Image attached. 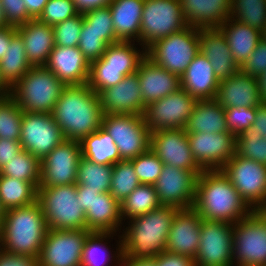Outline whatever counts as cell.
I'll return each instance as SVG.
<instances>
[{
    "mask_svg": "<svg viewBox=\"0 0 266 266\" xmlns=\"http://www.w3.org/2000/svg\"><path fill=\"white\" fill-rule=\"evenodd\" d=\"M233 224L202 219L196 266H234Z\"/></svg>",
    "mask_w": 266,
    "mask_h": 266,
    "instance_id": "5bb4252c",
    "label": "cell"
},
{
    "mask_svg": "<svg viewBox=\"0 0 266 266\" xmlns=\"http://www.w3.org/2000/svg\"><path fill=\"white\" fill-rule=\"evenodd\" d=\"M150 149L164 164L190 170L193 173L203 172L193 157L184 128L150 132Z\"/></svg>",
    "mask_w": 266,
    "mask_h": 266,
    "instance_id": "ffe728a7",
    "label": "cell"
},
{
    "mask_svg": "<svg viewBox=\"0 0 266 266\" xmlns=\"http://www.w3.org/2000/svg\"><path fill=\"white\" fill-rule=\"evenodd\" d=\"M179 209L163 206L124 223L121 236L123 256L155 258L165 251L169 231Z\"/></svg>",
    "mask_w": 266,
    "mask_h": 266,
    "instance_id": "3957f363",
    "label": "cell"
},
{
    "mask_svg": "<svg viewBox=\"0 0 266 266\" xmlns=\"http://www.w3.org/2000/svg\"><path fill=\"white\" fill-rule=\"evenodd\" d=\"M233 228L234 266H266V210H252Z\"/></svg>",
    "mask_w": 266,
    "mask_h": 266,
    "instance_id": "9c48e42d",
    "label": "cell"
},
{
    "mask_svg": "<svg viewBox=\"0 0 266 266\" xmlns=\"http://www.w3.org/2000/svg\"><path fill=\"white\" fill-rule=\"evenodd\" d=\"M240 70L255 78L266 71V40L263 38L259 40L255 50L240 67Z\"/></svg>",
    "mask_w": 266,
    "mask_h": 266,
    "instance_id": "f5cc1de1",
    "label": "cell"
},
{
    "mask_svg": "<svg viewBox=\"0 0 266 266\" xmlns=\"http://www.w3.org/2000/svg\"><path fill=\"white\" fill-rule=\"evenodd\" d=\"M187 135L193 157L203 171L221 170L237 153V137L232 132Z\"/></svg>",
    "mask_w": 266,
    "mask_h": 266,
    "instance_id": "2e32d148",
    "label": "cell"
},
{
    "mask_svg": "<svg viewBox=\"0 0 266 266\" xmlns=\"http://www.w3.org/2000/svg\"><path fill=\"white\" fill-rule=\"evenodd\" d=\"M258 85L260 91V97L262 102H266V71L262 73L258 78Z\"/></svg>",
    "mask_w": 266,
    "mask_h": 266,
    "instance_id": "e7e4bbea",
    "label": "cell"
},
{
    "mask_svg": "<svg viewBox=\"0 0 266 266\" xmlns=\"http://www.w3.org/2000/svg\"><path fill=\"white\" fill-rule=\"evenodd\" d=\"M198 102L183 88L145 106L144 122L150 132L160 129L186 128Z\"/></svg>",
    "mask_w": 266,
    "mask_h": 266,
    "instance_id": "4fadbf2b",
    "label": "cell"
},
{
    "mask_svg": "<svg viewBox=\"0 0 266 266\" xmlns=\"http://www.w3.org/2000/svg\"><path fill=\"white\" fill-rule=\"evenodd\" d=\"M64 140L51 113L23 112L19 139L23 150L42 160Z\"/></svg>",
    "mask_w": 266,
    "mask_h": 266,
    "instance_id": "9a60e30c",
    "label": "cell"
},
{
    "mask_svg": "<svg viewBox=\"0 0 266 266\" xmlns=\"http://www.w3.org/2000/svg\"><path fill=\"white\" fill-rule=\"evenodd\" d=\"M16 30L23 39L30 65L45 66L55 46L53 27L32 19L16 27Z\"/></svg>",
    "mask_w": 266,
    "mask_h": 266,
    "instance_id": "f1b7e54d",
    "label": "cell"
},
{
    "mask_svg": "<svg viewBox=\"0 0 266 266\" xmlns=\"http://www.w3.org/2000/svg\"><path fill=\"white\" fill-rule=\"evenodd\" d=\"M90 231L48 230L38 257L39 266H81L82 250Z\"/></svg>",
    "mask_w": 266,
    "mask_h": 266,
    "instance_id": "e0dca14e",
    "label": "cell"
},
{
    "mask_svg": "<svg viewBox=\"0 0 266 266\" xmlns=\"http://www.w3.org/2000/svg\"><path fill=\"white\" fill-rule=\"evenodd\" d=\"M262 38L266 40V25L264 27V30L261 32Z\"/></svg>",
    "mask_w": 266,
    "mask_h": 266,
    "instance_id": "2644e50d",
    "label": "cell"
},
{
    "mask_svg": "<svg viewBox=\"0 0 266 266\" xmlns=\"http://www.w3.org/2000/svg\"><path fill=\"white\" fill-rule=\"evenodd\" d=\"M185 129L187 133L229 132L225 109L215 99L198 100Z\"/></svg>",
    "mask_w": 266,
    "mask_h": 266,
    "instance_id": "836d02e7",
    "label": "cell"
},
{
    "mask_svg": "<svg viewBox=\"0 0 266 266\" xmlns=\"http://www.w3.org/2000/svg\"><path fill=\"white\" fill-rule=\"evenodd\" d=\"M193 208L206 221L231 224L252 211L221 170L203 171L198 176Z\"/></svg>",
    "mask_w": 266,
    "mask_h": 266,
    "instance_id": "7a4b0ae2",
    "label": "cell"
},
{
    "mask_svg": "<svg viewBox=\"0 0 266 266\" xmlns=\"http://www.w3.org/2000/svg\"><path fill=\"white\" fill-rule=\"evenodd\" d=\"M66 85L45 66L31 67L11 89L23 112L52 113Z\"/></svg>",
    "mask_w": 266,
    "mask_h": 266,
    "instance_id": "8992f818",
    "label": "cell"
},
{
    "mask_svg": "<svg viewBox=\"0 0 266 266\" xmlns=\"http://www.w3.org/2000/svg\"><path fill=\"white\" fill-rule=\"evenodd\" d=\"M187 26L180 0H145L139 44L147 49L155 41Z\"/></svg>",
    "mask_w": 266,
    "mask_h": 266,
    "instance_id": "8fae6325",
    "label": "cell"
},
{
    "mask_svg": "<svg viewBox=\"0 0 266 266\" xmlns=\"http://www.w3.org/2000/svg\"><path fill=\"white\" fill-rule=\"evenodd\" d=\"M256 108L257 106H234L225 108V118L228 131L238 137L245 129L251 127L255 120Z\"/></svg>",
    "mask_w": 266,
    "mask_h": 266,
    "instance_id": "681fc988",
    "label": "cell"
},
{
    "mask_svg": "<svg viewBox=\"0 0 266 266\" xmlns=\"http://www.w3.org/2000/svg\"><path fill=\"white\" fill-rule=\"evenodd\" d=\"M201 222L202 218L194 208L179 209L173 219L165 251L195 259L200 243Z\"/></svg>",
    "mask_w": 266,
    "mask_h": 266,
    "instance_id": "7402d4cb",
    "label": "cell"
},
{
    "mask_svg": "<svg viewBox=\"0 0 266 266\" xmlns=\"http://www.w3.org/2000/svg\"><path fill=\"white\" fill-rule=\"evenodd\" d=\"M82 156L101 165H114L121 161L113 138L100 127L80 141Z\"/></svg>",
    "mask_w": 266,
    "mask_h": 266,
    "instance_id": "d590c367",
    "label": "cell"
},
{
    "mask_svg": "<svg viewBox=\"0 0 266 266\" xmlns=\"http://www.w3.org/2000/svg\"><path fill=\"white\" fill-rule=\"evenodd\" d=\"M7 26H8V24L5 21L4 11H3V8H2L1 3H0V28L1 27H7Z\"/></svg>",
    "mask_w": 266,
    "mask_h": 266,
    "instance_id": "003e7915",
    "label": "cell"
},
{
    "mask_svg": "<svg viewBox=\"0 0 266 266\" xmlns=\"http://www.w3.org/2000/svg\"><path fill=\"white\" fill-rule=\"evenodd\" d=\"M126 266H155V258L133 259L126 256Z\"/></svg>",
    "mask_w": 266,
    "mask_h": 266,
    "instance_id": "be15d7a7",
    "label": "cell"
},
{
    "mask_svg": "<svg viewBox=\"0 0 266 266\" xmlns=\"http://www.w3.org/2000/svg\"><path fill=\"white\" fill-rule=\"evenodd\" d=\"M37 200L49 230H87L85 211L77 200L76 184L38 187Z\"/></svg>",
    "mask_w": 266,
    "mask_h": 266,
    "instance_id": "52a82bcc",
    "label": "cell"
},
{
    "mask_svg": "<svg viewBox=\"0 0 266 266\" xmlns=\"http://www.w3.org/2000/svg\"><path fill=\"white\" fill-rule=\"evenodd\" d=\"M31 67L23 39L16 31L11 36V43L0 60V75L4 83L12 89Z\"/></svg>",
    "mask_w": 266,
    "mask_h": 266,
    "instance_id": "e575fe53",
    "label": "cell"
},
{
    "mask_svg": "<svg viewBox=\"0 0 266 266\" xmlns=\"http://www.w3.org/2000/svg\"><path fill=\"white\" fill-rule=\"evenodd\" d=\"M8 26L18 27L33 18L28 14L24 0H0Z\"/></svg>",
    "mask_w": 266,
    "mask_h": 266,
    "instance_id": "816d5d0a",
    "label": "cell"
},
{
    "mask_svg": "<svg viewBox=\"0 0 266 266\" xmlns=\"http://www.w3.org/2000/svg\"><path fill=\"white\" fill-rule=\"evenodd\" d=\"M77 14L73 0H48L37 20L54 26Z\"/></svg>",
    "mask_w": 266,
    "mask_h": 266,
    "instance_id": "c3c4849f",
    "label": "cell"
},
{
    "mask_svg": "<svg viewBox=\"0 0 266 266\" xmlns=\"http://www.w3.org/2000/svg\"><path fill=\"white\" fill-rule=\"evenodd\" d=\"M198 33L199 28L187 26L181 31L155 41L146 49V56L155 64L181 78L199 53Z\"/></svg>",
    "mask_w": 266,
    "mask_h": 266,
    "instance_id": "ba28073f",
    "label": "cell"
},
{
    "mask_svg": "<svg viewBox=\"0 0 266 266\" xmlns=\"http://www.w3.org/2000/svg\"><path fill=\"white\" fill-rule=\"evenodd\" d=\"M23 111L9 94L0 98V139L19 141Z\"/></svg>",
    "mask_w": 266,
    "mask_h": 266,
    "instance_id": "7bdbcfd3",
    "label": "cell"
},
{
    "mask_svg": "<svg viewBox=\"0 0 266 266\" xmlns=\"http://www.w3.org/2000/svg\"><path fill=\"white\" fill-rule=\"evenodd\" d=\"M20 141L0 139V169L22 151Z\"/></svg>",
    "mask_w": 266,
    "mask_h": 266,
    "instance_id": "9f6ffc18",
    "label": "cell"
},
{
    "mask_svg": "<svg viewBox=\"0 0 266 266\" xmlns=\"http://www.w3.org/2000/svg\"><path fill=\"white\" fill-rule=\"evenodd\" d=\"M114 266H126V256H123L122 260H120L117 264Z\"/></svg>",
    "mask_w": 266,
    "mask_h": 266,
    "instance_id": "a7ac6f4b",
    "label": "cell"
},
{
    "mask_svg": "<svg viewBox=\"0 0 266 266\" xmlns=\"http://www.w3.org/2000/svg\"><path fill=\"white\" fill-rule=\"evenodd\" d=\"M112 179V166L97 164L83 156L78 162L76 185H84L99 193L109 192Z\"/></svg>",
    "mask_w": 266,
    "mask_h": 266,
    "instance_id": "f35d334b",
    "label": "cell"
},
{
    "mask_svg": "<svg viewBox=\"0 0 266 266\" xmlns=\"http://www.w3.org/2000/svg\"><path fill=\"white\" fill-rule=\"evenodd\" d=\"M0 174L31 182L38 188L41 180V160L22 150L17 157L0 169Z\"/></svg>",
    "mask_w": 266,
    "mask_h": 266,
    "instance_id": "ab89813d",
    "label": "cell"
},
{
    "mask_svg": "<svg viewBox=\"0 0 266 266\" xmlns=\"http://www.w3.org/2000/svg\"><path fill=\"white\" fill-rule=\"evenodd\" d=\"M11 93V89L4 83L0 75V98L5 97Z\"/></svg>",
    "mask_w": 266,
    "mask_h": 266,
    "instance_id": "03108f58",
    "label": "cell"
},
{
    "mask_svg": "<svg viewBox=\"0 0 266 266\" xmlns=\"http://www.w3.org/2000/svg\"><path fill=\"white\" fill-rule=\"evenodd\" d=\"M37 196L33 183L0 174V203L5 211L36 202Z\"/></svg>",
    "mask_w": 266,
    "mask_h": 266,
    "instance_id": "8d00e7d4",
    "label": "cell"
},
{
    "mask_svg": "<svg viewBox=\"0 0 266 266\" xmlns=\"http://www.w3.org/2000/svg\"><path fill=\"white\" fill-rule=\"evenodd\" d=\"M145 0H113L110 11L119 41H134L139 43L141 20Z\"/></svg>",
    "mask_w": 266,
    "mask_h": 266,
    "instance_id": "1f68e13d",
    "label": "cell"
},
{
    "mask_svg": "<svg viewBox=\"0 0 266 266\" xmlns=\"http://www.w3.org/2000/svg\"><path fill=\"white\" fill-rule=\"evenodd\" d=\"M155 266H196L189 256L163 251L155 257Z\"/></svg>",
    "mask_w": 266,
    "mask_h": 266,
    "instance_id": "11a10c76",
    "label": "cell"
},
{
    "mask_svg": "<svg viewBox=\"0 0 266 266\" xmlns=\"http://www.w3.org/2000/svg\"><path fill=\"white\" fill-rule=\"evenodd\" d=\"M45 67L65 85L86 84L89 78L90 64L77 46H54Z\"/></svg>",
    "mask_w": 266,
    "mask_h": 266,
    "instance_id": "cb8c5ba5",
    "label": "cell"
},
{
    "mask_svg": "<svg viewBox=\"0 0 266 266\" xmlns=\"http://www.w3.org/2000/svg\"><path fill=\"white\" fill-rule=\"evenodd\" d=\"M28 14L37 19L43 11L48 0H24Z\"/></svg>",
    "mask_w": 266,
    "mask_h": 266,
    "instance_id": "6125c7cd",
    "label": "cell"
},
{
    "mask_svg": "<svg viewBox=\"0 0 266 266\" xmlns=\"http://www.w3.org/2000/svg\"><path fill=\"white\" fill-rule=\"evenodd\" d=\"M81 31H93L101 35V39L107 45L119 42L115 36V30L109 6L85 12L83 14V25Z\"/></svg>",
    "mask_w": 266,
    "mask_h": 266,
    "instance_id": "ee69618b",
    "label": "cell"
},
{
    "mask_svg": "<svg viewBox=\"0 0 266 266\" xmlns=\"http://www.w3.org/2000/svg\"><path fill=\"white\" fill-rule=\"evenodd\" d=\"M237 153L266 165V138L253 132L252 127L245 129L237 137Z\"/></svg>",
    "mask_w": 266,
    "mask_h": 266,
    "instance_id": "f6af8a7d",
    "label": "cell"
},
{
    "mask_svg": "<svg viewBox=\"0 0 266 266\" xmlns=\"http://www.w3.org/2000/svg\"><path fill=\"white\" fill-rule=\"evenodd\" d=\"M87 230L90 232L121 233L124 222L120 202L110 192L99 193L85 212Z\"/></svg>",
    "mask_w": 266,
    "mask_h": 266,
    "instance_id": "4dcf8cb0",
    "label": "cell"
},
{
    "mask_svg": "<svg viewBox=\"0 0 266 266\" xmlns=\"http://www.w3.org/2000/svg\"><path fill=\"white\" fill-rule=\"evenodd\" d=\"M83 25V14L78 13L72 18L66 19L53 27L55 46H78L80 32Z\"/></svg>",
    "mask_w": 266,
    "mask_h": 266,
    "instance_id": "7dc6e473",
    "label": "cell"
},
{
    "mask_svg": "<svg viewBox=\"0 0 266 266\" xmlns=\"http://www.w3.org/2000/svg\"><path fill=\"white\" fill-rule=\"evenodd\" d=\"M198 36L199 52L209 60L219 81L240 70L232 57L225 34L219 27L199 28Z\"/></svg>",
    "mask_w": 266,
    "mask_h": 266,
    "instance_id": "603a6c76",
    "label": "cell"
},
{
    "mask_svg": "<svg viewBox=\"0 0 266 266\" xmlns=\"http://www.w3.org/2000/svg\"><path fill=\"white\" fill-rule=\"evenodd\" d=\"M4 215H5V210L3 209V207L1 206V203H0V224L3 220Z\"/></svg>",
    "mask_w": 266,
    "mask_h": 266,
    "instance_id": "89a4df30",
    "label": "cell"
},
{
    "mask_svg": "<svg viewBox=\"0 0 266 266\" xmlns=\"http://www.w3.org/2000/svg\"><path fill=\"white\" fill-rule=\"evenodd\" d=\"M214 99L224 109L234 106L254 107L262 103L257 78L241 70L220 81Z\"/></svg>",
    "mask_w": 266,
    "mask_h": 266,
    "instance_id": "484cf974",
    "label": "cell"
},
{
    "mask_svg": "<svg viewBox=\"0 0 266 266\" xmlns=\"http://www.w3.org/2000/svg\"><path fill=\"white\" fill-rule=\"evenodd\" d=\"M99 98L103 115H143L146 106L143 103L137 72L125 76L118 84L103 89Z\"/></svg>",
    "mask_w": 266,
    "mask_h": 266,
    "instance_id": "44dd1931",
    "label": "cell"
},
{
    "mask_svg": "<svg viewBox=\"0 0 266 266\" xmlns=\"http://www.w3.org/2000/svg\"><path fill=\"white\" fill-rule=\"evenodd\" d=\"M47 221L38 202L5 211L0 229V248L39 257L48 232Z\"/></svg>",
    "mask_w": 266,
    "mask_h": 266,
    "instance_id": "277c9868",
    "label": "cell"
},
{
    "mask_svg": "<svg viewBox=\"0 0 266 266\" xmlns=\"http://www.w3.org/2000/svg\"><path fill=\"white\" fill-rule=\"evenodd\" d=\"M107 44L101 39V35L93 31H81L78 48L85 59L90 63L98 60L105 53Z\"/></svg>",
    "mask_w": 266,
    "mask_h": 266,
    "instance_id": "f907efd6",
    "label": "cell"
},
{
    "mask_svg": "<svg viewBox=\"0 0 266 266\" xmlns=\"http://www.w3.org/2000/svg\"><path fill=\"white\" fill-rule=\"evenodd\" d=\"M122 258L121 233L90 232L87 235L82 250L81 266H114Z\"/></svg>",
    "mask_w": 266,
    "mask_h": 266,
    "instance_id": "4316f807",
    "label": "cell"
},
{
    "mask_svg": "<svg viewBox=\"0 0 266 266\" xmlns=\"http://www.w3.org/2000/svg\"><path fill=\"white\" fill-rule=\"evenodd\" d=\"M137 74L145 105L164 98L181 88L178 75L155 64L147 56L140 62Z\"/></svg>",
    "mask_w": 266,
    "mask_h": 266,
    "instance_id": "d4e9b609",
    "label": "cell"
},
{
    "mask_svg": "<svg viewBox=\"0 0 266 266\" xmlns=\"http://www.w3.org/2000/svg\"><path fill=\"white\" fill-rule=\"evenodd\" d=\"M113 0H73L78 13L84 14L87 11L109 6Z\"/></svg>",
    "mask_w": 266,
    "mask_h": 266,
    "instance_id": "91938a15",
    "label": "cell"
},
{
    "mask_svg": "<svg viewBox=\"0 0 266 266\" xmlns=\"http://www.w3.org/2000/svg\"><path fill=\"white\" fill-rule=\"evenodd\" d=\"M16 27L7 26L0 28V60L5 55L9 44L11 43V36L16 32Z\"/></svg>",
    "mask_w": 266,
    "mask_h": 266,
    "instance_id": "94428289",
    "label": "cell"
},
{
    "mask_svg": "<svg viewBox=\"0 0 266 266\" xmlns=\"http://www.w3.org/2000/svg\"><path fill=\"white\" fill-rule=\"evenodd\" d=\"M82 156L80 141L64 140L41 160L39 187L77 184L78 162Z\"/></svg>",
    "mask_w": 266,
    "mask_h": 266,
    "instance_id": "ac0fdd59",
    "label": "cell"
},
{
    "mask_svg": "<svg viewBox=\"0 0 266 266\" xmlns=\"http://www.w3.org/2000/svg\"><path fill=\"white\" fill-rule=\"evenodd\" d=\"M230 18L262 32L266 25V0H231Z\"/></svg>",
    "mask_w": 266,
    "mask_h": 266,
    "instance_id": "60d3db41",
    "label": "cell"
},
{
    "mask_svg": "<svg viewBox=\"0 0 266 266\" xmlns=\"http://www.w3.org/2000/svg\"><path fill=\"white\" fill-rule=\"evenodd\" d=\"M188 26L219 27L230 17L231 0H180Z\"/></svg>",
    "mask_w": 266,
    "mask_h": 266,
    "instance_id": "f546056e",
    "label": "cell"
},
{
    "mask_svg": "<svg viewBox=\"0 0 266 266\" xmlns=\"http://www.w3.org/2000/svg\"><path fill=\"white\" fill-rule=\"evenodd\" d=\"M51 114L65 140L81 141L102 125L103 111L99 94L87 83L66 85Z\"/></svg>",
    "mask_w": 266,
    "mask_h": 266,
    "instance_id": "6da1fadb",
    "label": "cell"
},
{
    "mask_svg": "<svg viewBox=\"0 0 266 266\" xmlns=\"http://www.w3.org/2000/svg\"><path fill=\"white\" fill-rule=\"evenodd\" d=\"M77 200L81 204V208L86 212L91 208L92 201L98 196L99 192L96 190L88 189L84 185H76Z\"/></svg>",
    "mask_w": 266,
    "mask_h": 266,
    "instance_id": "6f0895ef",
    "label": "cell"
},
{
    "mask_svg": "<svg viewBox=\"0 0 266 266\" xmlns=\"http://www.w3.org/2000/svg\"><path fill=\"white\" fill-rule=\"evenodd\" d=\"M200 174L164 164L154 184L160 204L178 209L193 208Z\"/></svg>",
    "mask_w": 266,
    "mask_h": 266,
    "instance_id": "d6986e66",
    "label": "cell"
},
{
    "mask_svg": "<svg viewBox=\"0 0 266 266\" xmlns=\"http://www.w3.org/2000/svg\"><path fill=\"white\" fill-rule=\"evenodd\" d=\"M101 127L113 138L122 160H131L150 148V130L142 115L104 114Z\"/></svg>",
    "mask_w": 266,
    "mask_h": 266,
    "instance_id": "7c38bea8",
    "label": "cell"
},
{
    "mask_svg": "<svg viewBox=\"0 0 266 266\" xmlns=\"http://www.w3.org/2000/svg\"><path fill=\"white\" fill-rule=\"evenodd\" d=\"M180 81L181 88L197 100L214 99L220 83L209 60L200 52L188 65Z\"/></svg>",
    "mask_w": 266,
    "mask_h": 266,
    "instance_id": "83f0119b",
    "label": "cell"
},
{
    "mask_svg": "<svg viewBox=\"0 0 266 266\" xmlns=\"http://www.w3.org/2000/svg\"><path fill=\"white\" fill-rule=\"evenodd\" d=\"M219 28L225 34L234 61L241 67L262 38L261 32L230 17Z\"/></svg>",
    "mask_w": 266,
    "mask_h": 266,
    "instance_id": "d6a6232c",
    "label": "cell"
},
{
    "mask_svg": "<svg viewBox=\"0 0 266 266\" xmlns=\"http://www.w3.org/2000/svg\"><path fill=\"white\" fill-rule=\"evenodd\" d=\"M130 161L141 184L154 185L164 165L150 148Z\"/></svg>",
    "mask_w": 266,
    "mask_h": 266,
    "instance_id": "bcb514c9",
    "label": "cell"
},
{
    "mask_svg": "<svg viewBox=\"0 0 266 266\" xmlns=\"http://www.w3.org/2000/svg\"><path fill=\"white\" fill-rule=\"evenodd\" d=\"M146 56V49L134 41H119L107 46L100 59L90 63L87 85L95 92L118 84L134 74Z\"/></svg>",
    "mask_w": 266,
    "mask_h": 266,
    "instance_id": "5b68a950",
    "label": "cell"
},
{
    "mask_svg": "<svg viewBox=\"0 0 266 266\" xmlns=\"http://www.w3.org/2000/svg\"><path fill=\"white\" fill-rule=\"evenodd\" d=\"M0 266H39L38 257L9 253L0 248Z\"/></svg>",
    "mask_w": 266,
    "mask_h": 266,
    "instance_id": "db71d44e",
    "label": "cell"
},
{
    "mask_svg": "<svg viewBox=\"0 0 266 266\" xmlns=\"http://www.w3.org/2000/svg\"><path fill=\"white\" fill-rule=\"evenodd\" d=\"M253 132L263 135L266 138V102H262L256 108V116L251 125Z\"/></svg>",
    "mask_w": 266,
    "mask_h": 266,
    "instance_id": "680465c9",
    "label": "cell"
},
{
    "mask_svg": "<svg viewBox=\"0 0 266 266\" xmlns=\"http://www.w3.org/2000/svg\"><path fill=\"white\" fill-rule=\"evenodd\" d=\"M140 181L130 160H121L112 165V179L109 192L120 203L130 195Z\"/></svg>",
    "mask_w": 266,
    "mask_h": 266,
    "instance_id": "b9f144b4",
    "label": "cell"
},
{
    "mask_svg": "<svg viewBox=\"0 0 266 266\" xmlns=\"http://www.w3.org/2000/svg\"><path fill=\"white\" fill-rule=\"evenodd\" d=\"M123 222L142 216L161 206L157 192L152 184H140L121 203Z\"/></svg>",
    "mask_w": 266,
    "mask_h": 266,
    "instance_id": "74e56055",
    "label": "cell"
},
{
    "mask_svg": "<svg viewBox=\"0 0 266 266\" xmlns=\"http://www.w3.org/2000/svg\"><path fill=\"white\" fill-rule=\"evenodd\" d=\"M221 171L252 210H266V165L236 153Z\"/></svg>",
    "mask_w": 266,
    "mask_h": 266,
    "instance_id": "30bf717a",
    "label": "cell"
}]
</instances>
